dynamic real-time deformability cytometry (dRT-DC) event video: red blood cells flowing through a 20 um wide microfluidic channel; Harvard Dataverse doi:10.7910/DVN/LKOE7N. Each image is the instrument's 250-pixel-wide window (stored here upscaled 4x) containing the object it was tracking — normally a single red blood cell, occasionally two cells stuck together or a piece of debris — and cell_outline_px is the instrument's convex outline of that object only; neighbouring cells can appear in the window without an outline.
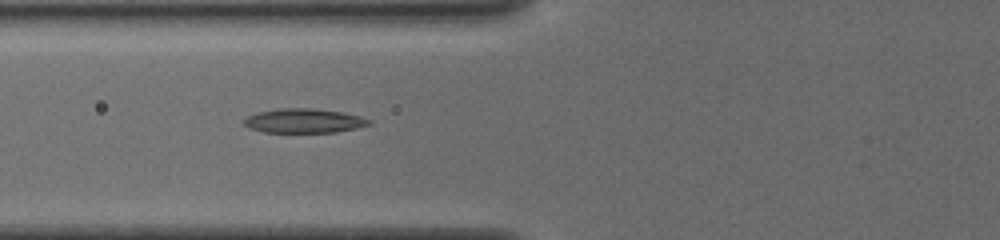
{"species": "common noctule bat (a hibernating species)", "species_latin": "Nyctalus noctula", "temperature_condition": "cold", "stored_images_in_passage": 36, "camera_frame_rate_fps": 3000, "um_per_image_px": 0.085, "animal": {"sex": "female", "body_mass_g": 19.5, "forearm_length_mm": 54.1}, "frame": {"image": 1, "passage_image": 6, "time_ms": 1.667, "image_size_px": [1000, 240], "cell_outline_px": [[372, 124], [356, 128], [336, 132], [264, 132], [248, 128], [244, 124], [244, 120], [248, 116], [256, 112], [280, 108], [312, 108], [340, 112], [360, 116], [372, 120]], "centroid_in_image_um": [25.83, 10.27], "position_along_channel_um": 100.0, "area_um2": 17.69}}
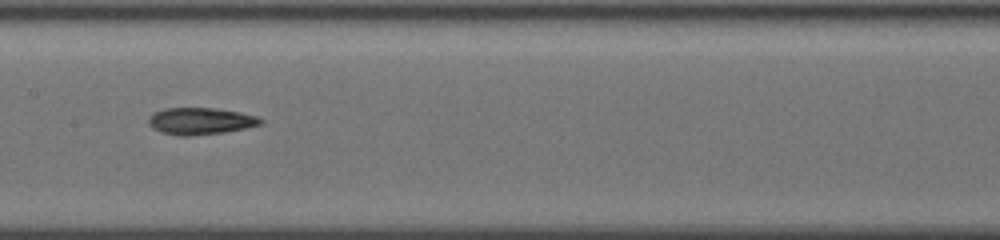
{"frame": {"image": 2, "passage_image": 13, "time_ms": 4.0, "image_size_px": [1000, 240], "cell_outline_px": [[264, 120], [260, 124], [244, 128], [224, 132], [188, 136], [180, 136], [160, 132], [148, 124], [148, 116], [152, 112], [164, 108], [216, 108], [240, 112], [256, 116]], "centroid_in_image_um": [16.99, 10.28], "position_along_channel_um": 190.4, "area_um2": 17.57}}
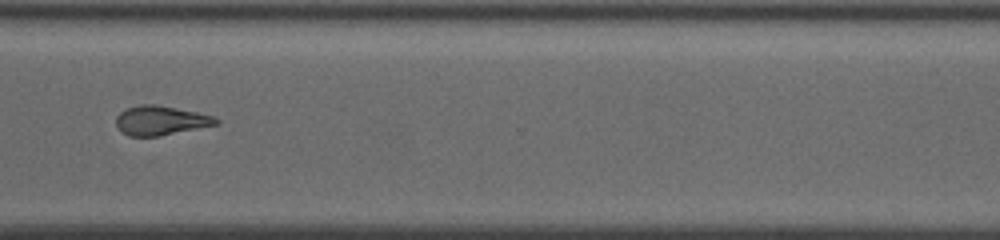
{"frame": {"image": 3, "passage_image": 26, "time_ms": 8.333, "image_size_px": [1000, 240], "cell_outline_px": [[220, 120], [216, 124], [160, 136], [128, 136], [116, 124], [116, 116], [120, 112], [128, 108], [140, 104], [156, 104], [196, 112], [212, 116]], "centroid_in_image_um": [13.63, 10.23], "position_along_channel_um": 357.0, "area_um2": 16.76}, "authors_computed_cell_mechanics": {"area_um2": 17.0799, "velocity_mm_per_s": 3.8501, "shape_relaxation_time_tau1_ms": 8.161, "shape_relaxation_time_tau2_ms": 1.7642, "deformation_change_tau1": 0.2051, "deformation_change_tau2": 0.077}}